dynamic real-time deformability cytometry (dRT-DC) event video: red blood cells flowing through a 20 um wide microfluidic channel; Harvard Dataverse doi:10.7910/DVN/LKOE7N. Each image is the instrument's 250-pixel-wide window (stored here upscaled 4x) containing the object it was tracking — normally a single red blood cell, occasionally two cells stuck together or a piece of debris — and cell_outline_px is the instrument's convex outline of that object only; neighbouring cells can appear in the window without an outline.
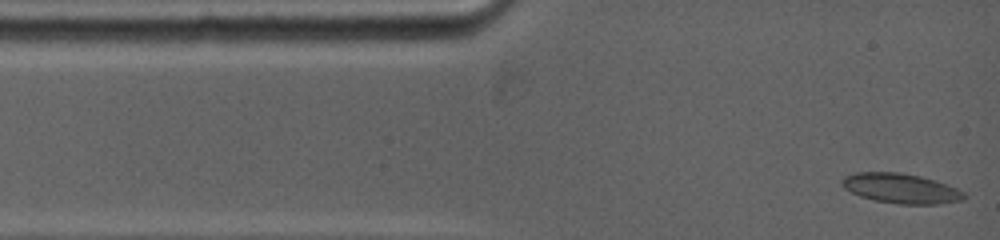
{"species": "common noctule bat (a hibernating species)", "species_latin": "Nyctalus noctula", "temperature_condition": "warm", "stored_images_in_passage": 35, "camera_frame_rate_fps": 5000, "um_per_image_px": 0.085, "animal": {"sex": "female", "body_mass_g": 19.0, "forearm_length_mm": 53.3}, "frame": {"image": 1, "passage_image": 1, "time_ms": 0.0, "image_size_px": [1000, 240], "cell_outline_px": [[968, 196], [964, 200], [940, 204], [900, 204], [876, 200], [860, 196], [844, 188], [840, 184], [840, 180], [844, 176], [856, 172], [900, 172], [920, 176], [936, 180], [948, 184], [964, 192]], "centroid_in_image_um": [76.6, 16.01], "position_along_channel_um": 8.4, "area_um2": 21.44}}
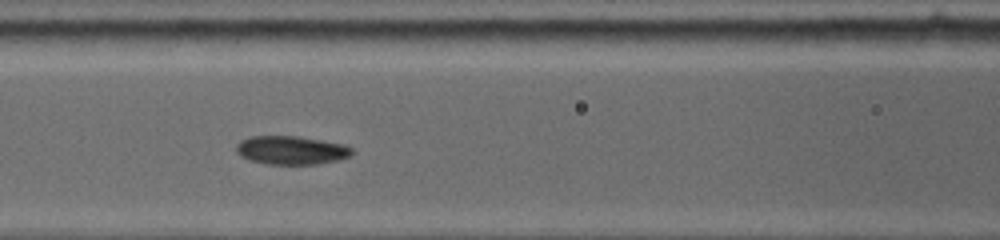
{"frame": {"image": 2, "passage_image": 16, "time_ms": 4.6, "image_size_px": [1000, 240], "cell_outline_px": [[352, 156], [340, 160], [320, 164], [268, 164], [252, 160], [240, 156], [236, 152], [236, 144], [240, 140], [248, 136], [300, 136], [344, 144], [352, 148]], "centroid_in_image_um": [24.77, 12.76], "position_along_channel_um": 141.8, "area_um2": 19.48}}
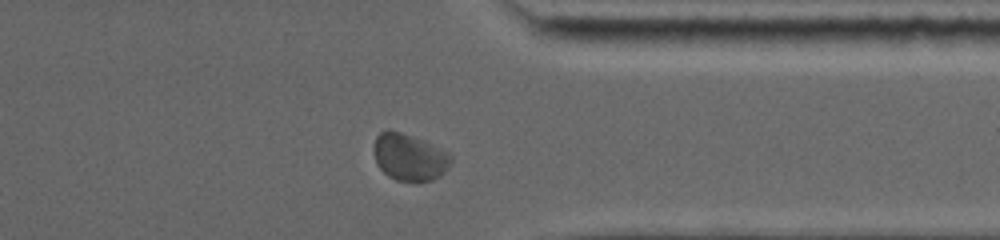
{"frame": {"image": 3, "passage_image": 30, "time_ms": 10.8, "image_size_px": [1000, 240], "cell_outline_px": [[452, 160], [448, 168], [440, 176], [432, 180], [396, 180], [388, 176], [376, 164], [376, 136], [380, 132], [400, 132], [412, 136], [448, 152], [452, 156]], "centroid_in_image_um": [34.84, 13.38], "position_along_channel_um": 376.6, "area_um2": 20.35}, "authors_computed_cell_mechanics": {"area_um2": 19.7098, "velocity_mm_per_s": 3.8401, "shape_relaxation_time_tau1_ms": 7.8753, "shape_relaxation_time_tau2_ms": 6.8078, "deformation_change_tau1": 0.1184, "deformation_change_tau2": 0.0855}}